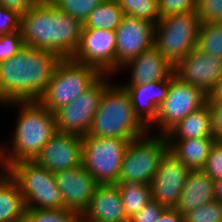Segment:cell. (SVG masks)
I'll return each mask as SVG.
<instances>
[{
    "mask_svg": "<svg viewBox=\"0 0 222 222\" xmlns=\"http://www.w3.org/2000/svg\"><path fill=\"white\" fill-rule=\"evenodd\" d=\"M62 57L57 53L24 46L0 63V105L38 101Z\"/></svg>",
    "mask_w": 222,
    "mask_h": 222,
    "instance_id": "1",
    "label": "cell"
},
{
    "mask_svg": "<svg viewBox=\"0 0 222 222\" xmlns=\"http://www.w3.org/2000/svg\"><path fill=\"white\" fill-rule=\"evenodd\" d=\"M83 24L57 9L49 0H39L20 17L24 46L45 49L62 58H72L81 42Z\"/></svg>",
    "mask_w": 222,
    "mask_h": 222,
    "instance_id": "2",
    "label": "cell"
},
{
    "mask_svg": "<svg viewBox=\"0 0 222 222\" xmlns=\"http://www.w3.org/2000/svg\"><path fill=\"white\" fill-rule=\"evenodd\" d=\"M5 105L20 108L14 134L11 135V145H0L4 171L16 162L35 160L44 145L57 132L54 113L39 101L11 102Z\"/></svg>",
    "mask_w": 222,
    "mask_h": 222,
    "instance_id": "3",
    "label": "cell"
},
{
    "mask_svg": "<svg viewBox=\"0 0 222 222\" xmlns=\"http://www.w3.org/2000/svg\"><path fill=\"white\" fill-rule=\"evenodd\" d=\"M114 84L105 89L88 134L128 141L143 136L149 129L135 115L126 90L120 84Z\"/></svg>",
    "mask_w": 222,
    "mask_h": 222,
    "instance_id": "4",
    "label": "cell"
},
{
    "mask_svg": "<svg viewBox=\"0 0 222 222\" xmlns=\"http://www.w3.org/2000/svg\"><path fill=\"white\" fill-rule=\"evenodd\" d=\"M102 75L93 66L78 63L72 58H62L38 101L54 113L57 109L76 100Z\"/></svg>",
    "mask_w": 222,
    "mask_h": 222,
    "instance_id": "5",
    "label": "cell"
},
{
    "mask_svg": "<svg viewBox=\"0 0 222 222\" xmlns=\"http://www.w3.org/2000/svg\"><path fill=\"white\" fill-rule=\"evenodd\" d=\"M6 171L18 183L26 208H64V198L58 189L54 173L35 160L16 162Z\"/></svg>",
    "mask_w": 222,
    "mask_h": 222,
    "instance_id": "6",
    "label": "cell"
},
{
    "mask_svg": "<svg viewBox=\"0 0 222 222\" xmlns=\"http://www.w3.org/2000/svg\"><path fill=\"white\" fill-rule=\"evenodd\" d=\"M201 24L197 11L161 18L155 24L154 47L174 65L196 48Z\"/></svg>",
    "mask_w": 222,
    "mask_h": 222,
    "instance_id": "7",
    "label": "cell"
},
{
    "mask_svg": "<svg viewBox=\"0 0 222 222\" xmlns=\"http://www.w3.org/2000/svg\"><path fill=\"white\" fill-rule=\"evenodd\" d=\"M146 136V137H145ZM169 150L166 135L147 132L129 141L123 156L118 181H139L151 184L160 161Z\"/></svg>",
    "mask_w": 222,
    "mask_h": 222,
    "instance_id": "8",
    "label": "cell"
},
{
    "mask_svg": "<svg viewBox=\"0 0 222 222\" xmlns=\"http://www.w3.org/2000/svg\"><path fill=\"white\" fill-rule=\"evenodd\" d=\"M128 143L121 138L82 136V165L99 185L118 183Z\"/></svg>",
    "mask_w": 222,
    "mask_h": 222,
    "instance_id": "9",
    "label": "cell"
},
{
    "mask_svg": "<svg viewBox=\"0 0 222 222\" xmlns=\"http://www.w3.org/2000/svg\"><path fill=\"white\" fill-rule=\"evenodd\" d=\"M207 100L208 95L202 89L179 80L173 73L167 96L158 110L156 121L148 128L149 132L152 133L157 126L159 133L165 135L191 112L207 104Z\"/></svg>",
    "mask_w": 222,
    "mask_h": 222,
    "instance_id": "10",
    "label": "cell"
},
{
    "mask_svg": "<svg viewBox=\"0 0 222 222\" xmlns=\"http://www.w3.org/2000/svg\"><path fill=\"white\" fill-rule=\"evenodd\" d=\"M109 77V74H103L76 100L54 112L57 131L81 137L88 134L101 97L112 83Z\"/></svg>",
    "mask_w": 222,
    "mask_h": 222,
    "instance_id": "11",
    "label": "cell"
},
{
    "mask_svg": "<svg viewBox=\"0 0 222 222\" xmlns=\"http://www.w3.org/2000/svg\"><path fill=\"white\" fill-rule=\"evenodd\" d=\"M72 59L97 68L102 74L116 73V32L82 28L81 42Z\"/></svg>",
    "mask_w": 222,
    "mask_h": 222,
    "instance_id": "12",
    "label": "cell"
},
{
    "mask_svg": "<svg viewBox=\"0 0 222 222\" xmlns=\"http://www.w3.org/2000/svg\"><path fill=\"white\" fill-rule=\"evenodd\" d=\"M116 32V72L131 59L154 46L155 24L123 15Z\"/></svg>",
    "mask_w": 222,
    "mask_h": 222,
    "instance_id": "13",
    "label": "cell"
},
{
    "mask_svg": "<svg viewBox=\"0 0 222 222\" xmlns=\"http://www.w3.org/2000/svg\"><path fill=\"white\" fill-rule=\"evenodd\" d=\"M174 76L202 89L207 95L222 79V58L194 48L174 64Z\"/></svg>",
    "mask_w": 222,
    "mask_h": 222,
    "instance_id": "14",
    "label": "cell"
},
{
    "mask_svg": "<svg viewBox=\"0 0 222 222\" xmlns=\"http://www.w3.org/2000/svg\"><path fill=\"white\" fill-rule=\"evenodd\" d=\"M190 171L168 150L150 184L152 199L165 208H175Z\"/></svg>",
    "mask_w": 222,
    "mask_h": 222,
    "instance_id": "15",
    "label": "cell"
},
{
    "mask_svg": "<svg viewBox=\"0 0 222 222\" xmlns=\"http://www.w3.org/2000/svg\"><path fill=\"white\" fill-rule=\"evenodd\" d=\"M54 177L64 198V208L82 215L89 207L95 190L99 186L97 181L82 164L54 172Z\"/></svg>",
    "mask_w": 222,
    "mask_h": 222,
    "instance_id": "16",
    "label": "cell"
},
{
    "mask_svg": "<svg viewBox=\"0 0 222 222\" xmlns=\"http://www.w3.org/2000/svg\"><path fill=\"white\" fill-rule=\"evenodd\" d=\"M82 137L57 131L44 145L35 161L50 172L78 167L82 164Z\"/></svg>",
    "mask_w": 222,
    "mask_h": 222,
    "instance_id": "17",
    "label": "cell"
},
{
    "mask_svg": "<svg viewBox=\"0 0 222 222\" xmlns=\"http://www.w3.org/2000/svg\"><path fill=\"white\" fill-rule=\"evenodd\" d=\"M170 85V77L144 85H121L128 93L135 115L149 128L158 116V110Z\"/></svg>",
    "mask_w": 222,
    "mask_h": 222,
    "instance_id": "18",
    "label": "cell"
},
{
    "mask_svg": "<svg viewBox=\"0 0 222 222\" xmlns=\"http://www.w3.org/2000/svg\"><path fill=\"white\" fill-rule=\"evenodd\" d=\"M131 69L129 81L120 85H144L167 79L173 74L174 65L154 46L125 63L120 69Z\"/></svg>",
    "mask_w": 222,
    "mask_h": 222,
    "instance_id": "19",
    "label": "cell"
},
{
    "mask_svg": "<svg viewBox=\"0 0 222 222\" xmlns=\"http://www.w3.org/2000/svg\"><path fill=\"white\" fill-rule=\"evenodd\" d=\"M123 203L116 184L99 185L87 210L82 214V222H126Z\"/></svg>",
    "mask_w": 222,
    "mask_h": 222,
    "instance_id": "20",
    "label": "cell"
},
{
    "mask_svg": "<svg viewBox=\"0 0 222 222\" xmlns=\"http://www.w3.org/2000/svg\"><path fill=\"white\" fill-rule=\"evenodd\" d=\"M213 200L214 181L202 170H191L175 209L183 215Z\"/></svg>",
    "mask_w": 222,
    "mask_h": 222,
    "instance_id": "21",
    "label": "cell"
},
{
    "mask_svg": "<svg viewBox=\"0 0 222 222\" xmlns=\"http://www.w3.org/2000/svg\"><path fill=\"white\" fill-rule=\"evenodd\" d=\"M169 151L190 170H202L215 142L213 137L167 140Z\"/></svg>",
    "mask_w": 222,
    "mask_h": 222,
    "instance_id": "22",
    "label": "cell"
},
{
    "mask_svg": "<svg viewBox=\"0 0 222 222\" xmlns=\"http://www.w3.org/2000/svg\"><path fill=\"white\" fill-rule=\"evenodd\" d=\"M167 140L212 137V115L208 104L191 112L166 134Z\"/></svg>",
    "mask_w": 222,
    "mask_h": 222,
    "instance_id": "23",
    "label": "cell"
},
{
    "mask_svg": "<svg viewBox=\"0 0 222 222\" xmlns=\"http://www.w3.org/2000/svg\"><path fill=\"white\" fill-rule=\"evenodd\" d=\"M25 210L18 183L3 170L0 174V222H23Z\"/></svg>",
    "mask_w": 222,
    "mask_h": 222,
    "instance_id": "24",
    "label": "cell"
},
{
    "mask_svg": "<svg viewBox=\"0 0 222 222\" xmlns=\"http://www.w3.org/2000/svg\"><path fill=\"white\" fill-rule=\"evenodd\" d=\"M116 185L119 188L124 212L128 220L152 200L151 186L149 184L129 180L118 181Z\"/></svg>",
    "mask_w": 222,
    "mask_h": 222,
    "instance_id": "25",
    "label": "cell"
},
{
    "mask_svg": "<svg viewBox=\"0 0 222 222\" xmlns=\"http://www.w3.org/2000/svg\"><path fill=\"white\" fill-rule=\"evenodd\" d=\"M123 15L117 0H104L90 13L83 28L115 31L120 25Z\"/></svg>",
    "mask_w": 222,
    "mask_h": 222,
    "instance_id": "26",
    "label": "cell"
},
{
    "mask_svg": "<svg viewBox=\"0 0 222 222\" xmlns=\"http://www.w3.org/2000/svg\"><path fill=\"white\" fill-rule=\"evenodd\" d=\"M196 49L222 58V23H202Z\"/></svg>",
    "mask_w": 222,
    "mask_h": 222,
    "instance_id": "27",
    "label": "cell"
},
{
    "mask_svg": "<svg viewBox=\"0 0 222 222\" xmlns=\"http://www.w3.org/2000/svg\"><path fill=\"white\" fill-rule=\"evenodd\" d=\"M123 14L156 24L159 19L158 0H117Z\"/></svg>",
    "mask_w": 222,
    "mask_h": 222,
    "instance_id": "28",
    "label": "cell"
},
{
    "mask_svg": "<svg viewBox=\"0 0 222 222\" xmlns=\"http://www.w3.org/2000/svg\"><path fill=\"white\" fill-rule=\"evenodd\" d=\"M23 222H82V215L80 213L65 208H26Z\"/></svg>",
    "mask_w": 222,
    "mask_h": 222,
    "instance_id": "29",
    "label": "cell"
},
{
    "mask_svg": "<svg viewBox=\"0 0 222 222\" xmlns=\"http://www.w3.org/2000/svg\"><path fill=\"white\" fill-rule=\"evenodd\" d=\"M57 9L77 19L82 24L90 13L104 0H49Z\"/></svg>",
    "mask_w": 222,
    "mask_h": 222,
    "instance_id": "30",
    "label": "cell"
},
{
    "mask_svg": "<svg viewBox=\"0 0 222 222\" xmlns=\"http://www.w3.org/2000/svg\"><path fill=\"white\" fill-rule=\"evenodd\" d=\"M184 222H222V203L213 200L183 214Z\"/></svg>",
    "mask_w": 222,
    "mask_h": 222,
    "instance_id": "31",
    "label": "cell"
},
{
    "mask_svg": "<svg viewBox=\"0 0 222 222\" xmlns=\"http://www.w3.org/2000/svg\"><path fill=\"white\" fill-rule=\"evenodd\" d=\"M23 47L21 30L0 35V63L13 57Z\"/></svg>",
    "mask_w": 222,
    "mask_h": 222,
    "instance_id": "32",
    "label": "cell"
},
{
    "mask_svg": "<svg viewBox=\"0 0 222 222\" xmlns=\"http://www.w3.org/2000/svg\"><path fill=\"white\" fill-rule=\"evenodd\" d=\"M202 171L213 181L222 178V141H215Z\"/></svg>",
    "mask_w": 222,
    "mask_h": 222,
    "instance_id": "33",
    "label": "cell"
},
{
    "mask_svg": "<svg viewBox=\"0 0 222 222\" xmlns=\"http://www.w3.org/2000/svg\"><path fill=\"white\" fill-rule=\"evenodd\" d=\"M196 8L197 0H158L160 19L174 14L196 11Z\"/></svg>",
    "mask_w": 222,
    "mask_h": 222,
    "instance_id": "34",
    "label": "cell"
},
{
    "mask_svg": "<svg viewBox=\"0 0 222 222\" xmlns=\"http://www.w3.org/2000/svg\"><path fill=\"white\" fill-rule=\"evenodd\" d=\"M196 11L202 23H222V0H197Z\"/></svg>",
    "mask_w": 222,
    "mask_h": 222,
    "instance_id": "35",
    "label": "cell"
},
{
    "mask_svg": "<svg viewBox=\"0 0 222 222\" xmlns=\"http://www.w3.org/2000/svg\"><path fill=\"white\" fill-rule=\"evenodd\" d=\"M165 209V207L152 199L138 213L132 216L129 221L155 222Z\"/></svg>",
    "mask_w": 222,
    "mask_h": 222,
    "instance_id": "36",
    "label": "cell"
},
{
    "mask_svg": "<svg viewBox=\"0 0 222 222\" xmlns=\"http://www.w3.org/2000/svg\"><path fill=\"white\" fill-rule=\"evenodd\" d=\"M20 30V16L0 6V35Z\"/></svg>",
    "mask_w": 222,
    "mask_h": 222,
    "instance_id": "37",
    "label": "cell"
},
{
    "mask_svg": "<svg viewBox=\"0 0 222 222\" xmlns=\"http://www.w3.org/2000/svg\"><path fill=\"white\" fill-rule=\"evenodd\" d=\"M212 115V137L222 141V103H207Z\"/></svg>",
    "mask_w": 222,
    "mask_h": 222,
    "instance_id": "38",
    "label": "cell"
},
{
    "mask_svg": "<svg viewBox=\"0 0 222 222\" xmlns=\"http://www.w3.org/2000/svg\"><path fill=\"white\" fill-rule=\"evenodd\" d=\"M38 1L39 0H0V6L14 11L21 17Z\"/></svg>",
    "mask_w": 222,
    "mask_h": 222,
    "instance_id": "39",
    "label": "cell"
},
{
    "mask_svg": "<svg viewBox=\"0 0 222 222\" xmlns=\"http://www.w3.org/2000/svg\"><path fill=\"white\" fill-rule=\"evenodd\" d=\"M155 222H184V216L175 208H166Z\"/></svg>",
    "mask_w": 222,
    "mask_h": 222,
    "instance_id": "40",
    "label": "cell"
},
{
    "mask_svg": "<svg viewBox=\"0 0 222 222\" xmlns=\"http://www.w3.org/2000/svg\"><path fill=\"white\" fill-rule=\"evenodd\" d=\"M207 103H222V79L216 84L215 88L209 93Z\"/></svg>",
    "mask_w": 222,
    "mask_h": 222,
    "instance_id": "41",
    "label": "cell"
},
{
    "mask_svg": "<svg viewBox=\"0 0 222 222\" xmlns=\"http://www.w3.org/2000/svg\"><path fill=\"white\" fill-rule=\"evenodd\" d=\"M214 195L215 200H218L222 203V178L214 181Z\"/></svg>",
    "mask_w": 222,
    "mask_h": 222,
    "instance_id": "42",
    "label": "cell"
},
{
    "mask_svg": "<svg viewBox=\"0 0 222 222\" xmlns=\"http://www.w3.org/2000/svg\"><path fill=\"white\" fill-rule=\"evenodd\" d=\"M3 172V169H2V164H1V158H0V174Z\"/></svg>",
    "mask_w": 222,
    "mask_h": 222,
    "instance_id": "43",
    "label": "cell"
}]
</instances>
